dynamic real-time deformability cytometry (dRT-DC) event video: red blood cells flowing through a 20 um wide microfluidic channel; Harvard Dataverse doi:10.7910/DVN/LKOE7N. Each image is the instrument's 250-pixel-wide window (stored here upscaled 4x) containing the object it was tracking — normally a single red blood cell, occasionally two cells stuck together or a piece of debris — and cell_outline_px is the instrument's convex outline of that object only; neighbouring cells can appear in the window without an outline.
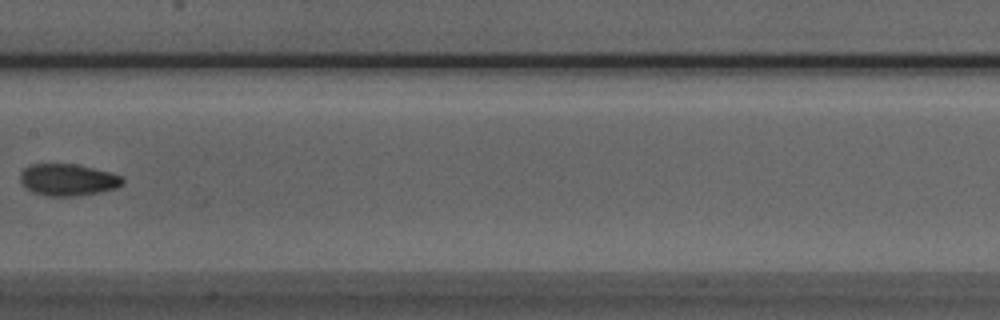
{"species": "Egyptian fruit bat (a non-hibernating species)", "species_latin": "Rousettus aegyptiacus", "temperature_condition": "room temperature", "stored_images_in_passage": 8, "camera_frame_rate_fps": 3000, "um_per_image_px": 0.085, "animal": {"sex": "male"}, "frame": {"image": 1, "passage_image": 7, "time_ms": 2.0, "image_size_px": [1000, 320], "cell_outline_px": [[124, 184], [116, 188], [100, 192], [80, 196], [44, 196], [32, 192], [24, 188], [20, 180], [20, 172], [24, 168], [32, 164], [76, 164], [112, 172], [120, 176], [124, 180]], "centroid_in_image_um": [5.76, 15.29], "position_along_channel_um": 201.6, "area_um2": 19.31}}
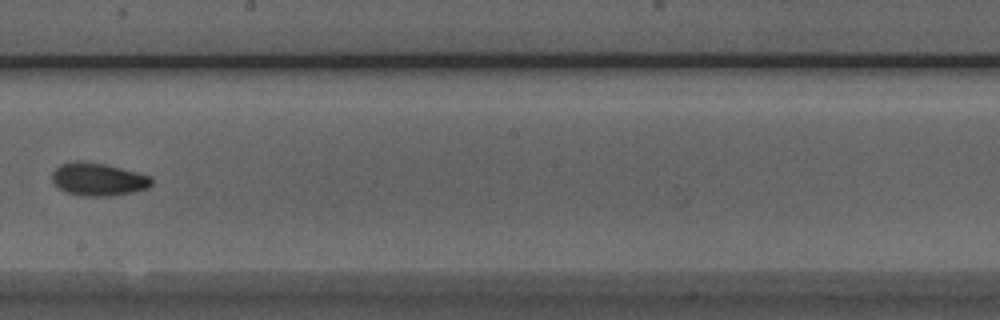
{"frame": {"image": 2, "passage_image": 8, "time_ms": 2.333, "image_size_px": [1000, 320], "cell_outline_px": [[152, 184], [148, 188], [132, 192], [108, 196], [80, 196], [64, 192], [52, 180], [52, 172], [60, 164], [76, 160], [104, 164], [152, 176]], "centroid_in_image_um": [8.33, 15.24], "position_along_channel_um": 239.9, "area_um2": 19.02}}